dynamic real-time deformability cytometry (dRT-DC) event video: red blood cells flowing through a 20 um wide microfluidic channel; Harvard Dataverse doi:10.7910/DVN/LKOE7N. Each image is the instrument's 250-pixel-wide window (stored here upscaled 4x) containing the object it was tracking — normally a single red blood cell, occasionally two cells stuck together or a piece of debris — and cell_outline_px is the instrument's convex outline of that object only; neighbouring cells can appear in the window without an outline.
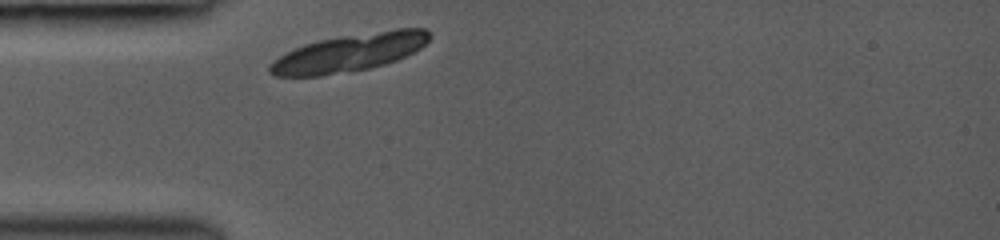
{"species": "common noctule bat (a hibernating species)", "species_latin": "Nyctalus noctula", "temperature_condition": "room temperature", "stored_images_in_passage": 27, "camera_frame_rate_fps": 3000, "um_per_image_px": 0.085, "animal": {"sex": "female", "body_mass_g": 19.0, "forearm_length_mm": 53.3}, "frame": {"image": 1, "passage_image": 1, "time_ms": 0.0, "image_size_px": [1000, 240], "cell_outline_px": [[432, 36], [420, 48], [396, 60], [384, 64], [368, 68], [320, 76], [276, 76], [268, 72], [268, 64], [272, 60], [304, 44], [320, 40], [340, 36], [396, 28], [424, 28]], "centroid_in_image_um": [29.67, 4.47], "position_along_channel_um": 55.3, "area_um2": 34.8}}
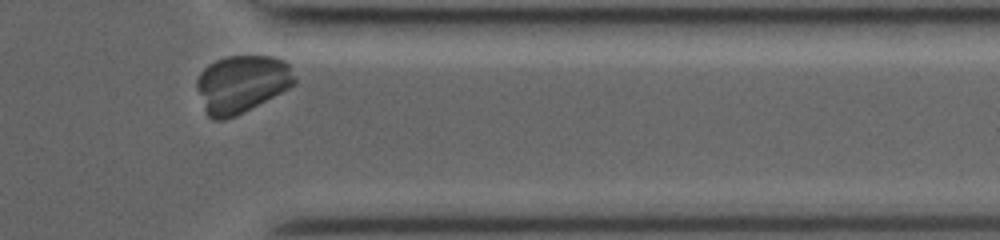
{"frame": {"image": 2, "passage_image": 26, "time_ms": 8.333, "image_size_px": [1000, 240], "cell_outline_px": [[296, 84], [244, 112], [236, 116], [224, 120], [212, 120], [208, 116], [204, 108], [196, 88], [196, 80], [200, 72], [208, 64], [216, 60], [228, 56], [272, 56], [284, 60], [288, 64], [296, 80]], "centroid_in_image_um": [20.52, 7.14], "position_along_channel_um": 390.9, "area_um2": 32.83}}